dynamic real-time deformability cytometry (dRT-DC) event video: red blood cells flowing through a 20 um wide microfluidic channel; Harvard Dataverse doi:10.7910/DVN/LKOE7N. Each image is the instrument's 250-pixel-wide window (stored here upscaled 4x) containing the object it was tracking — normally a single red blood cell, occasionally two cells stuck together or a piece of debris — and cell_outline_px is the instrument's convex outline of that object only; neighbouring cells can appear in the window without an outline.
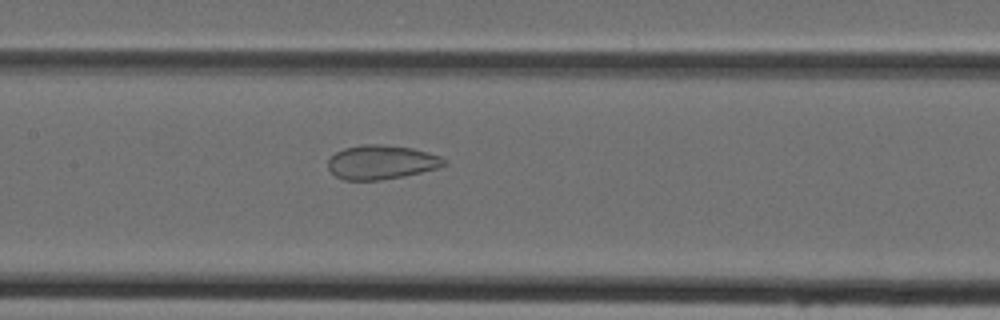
{"species": "Egyptian fruit bat (a non-hibernating species)", "species_latin": "Rousettus aegyptiacus", "temperature_condition": "cold", "stored_images_in_passage": 48, "camera_frame_rate_fps": 3000, "um_per_image_px": 0.085, "animal": {"sex": "female"}, "frame": {"image": 1, "passage_image": 23, "time_ms": 7.333, "image_size_px": [1000, 320], "cell_outline_px": [[448, 164], [436, 168], [404, 176], [380, 180], [344, 180], [336, 176], [328, 168], [328, 160], [336, 152], [344, 148], [364, 144], [380, 144], [412, 148], [440, 156]], "centroid_in_image_um": [32.39, 13.79], "position_along_channel_um": 175.0, "area_um2": 22.89}}
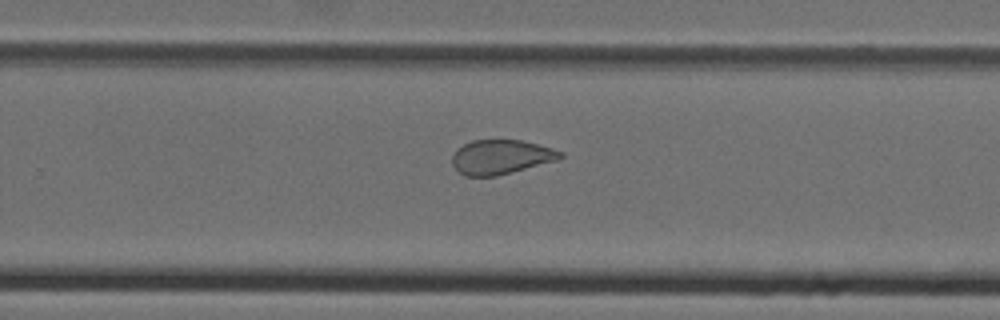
{"frame": {"image": 2, "passage_image": 31, "time_ms": 10.0, "image_size_px": [1000, 320], "cell_outline_px": [[564, 156], [556, 160], [496, 176], [464, 176], [452, 164], [452, 156], [456, 148], [472, 140], [520, 140], [552, 148], [564, 152]], "centroid_in_image_um": [42.55, 13.34], "position_along_channel_um": 287.2, "area_um2": 21.5}}
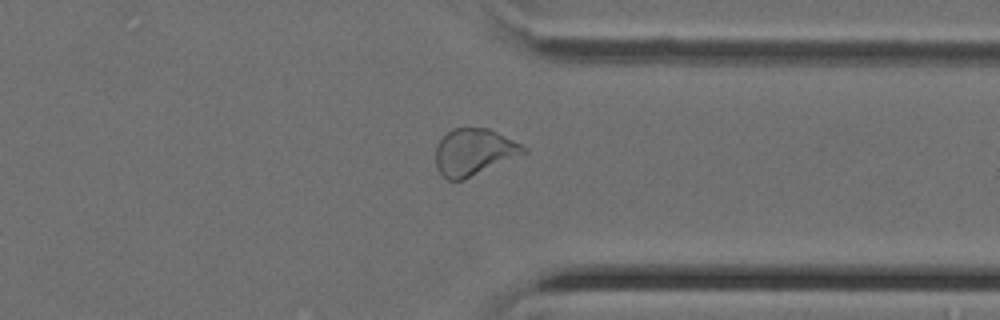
{"frame": {"image": 3, "passage_image": 37, "time_ms": 12.0, "image_size_px": [1000, 320], "cell_outline_px": [[528, 152], [464, 180], [448, 180], [436, 168], [436, 148], [440, 140], [452, 128], [488, 128], [528, 148]], "centroid_in_image_um": [40.28, 12.93], "position_along_channel_um": 371.1, "area_um2": 23.7}}